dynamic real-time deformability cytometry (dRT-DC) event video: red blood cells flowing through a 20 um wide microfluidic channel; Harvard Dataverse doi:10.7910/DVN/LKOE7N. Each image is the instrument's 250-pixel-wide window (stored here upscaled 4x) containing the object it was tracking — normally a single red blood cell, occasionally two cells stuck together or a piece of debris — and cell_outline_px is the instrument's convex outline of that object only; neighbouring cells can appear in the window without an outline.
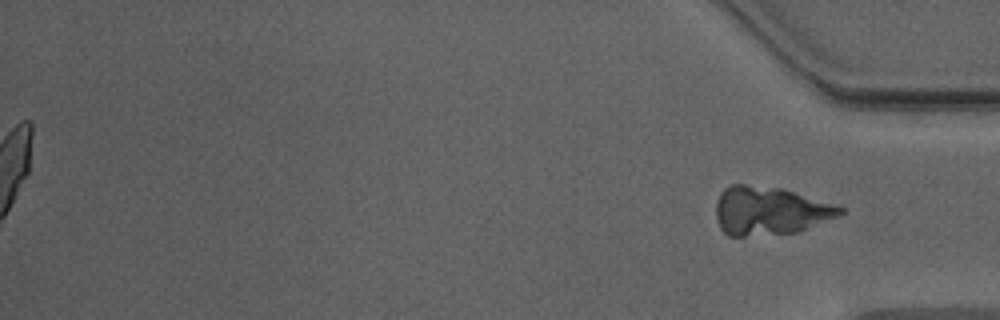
{"species": "Egyptian fruit bat (a non-hibernating species)", "species_latin": "Rousettus aegyptiacus", "temperature_condition": "warm", "stored_images_in_passage": 38, "camera_frame_rate_fps": 3000, "um_per_image_px": 0.085, "animal": {"sex": "male"}, "frame": {"image": 1, "passage_image": 38, "time_ms": 12.333, "image_size_px": [1000, 320], "cell_outline_px": [[844, 212], [836, 216], [796, 232], [744, 236], [728, 236], [720, 228], [716, 220], [716, 204], [720, 192], [724, 188], [732, 184], [744, 184], [784, 188], [844, 208]], "centroid_in_image_um": [65.36, 17.9], "position_along_channel_um": 369.8, "area_um2": 34.68}}